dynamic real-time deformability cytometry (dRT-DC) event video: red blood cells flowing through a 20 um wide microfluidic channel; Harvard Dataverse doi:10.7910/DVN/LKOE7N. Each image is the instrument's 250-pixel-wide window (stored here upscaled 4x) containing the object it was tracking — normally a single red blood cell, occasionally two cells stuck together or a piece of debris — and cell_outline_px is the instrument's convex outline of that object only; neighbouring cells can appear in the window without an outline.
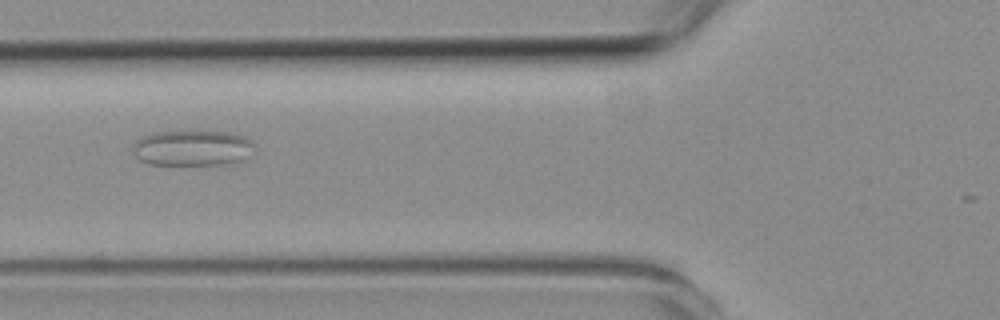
{"species": "common noctule bat (a hibernating species)", "species_latin": "Nyctalus noctula", "temperature_condition": "room temperature", "stored_images_in_passage": 6, "camera_frame_rate_fps": 3000, "um_per_image_px": 0.085, "animal": {"sex": "female", "body_mass_g": 19.3, "forearm_length_mm": 54.1}, "frame": {"image": 1, "passage_image": 2, "time_ms": 1.0, "image_size_px": [1000, 320], "cell_outline_px": [[252, 144], [248, 156], [244, 160], [228, 164], [148, 164], [140, 160], [132, 152], [132, 144], [140, 136], [152, 132], [196, 128], [200, 128], [228, 132], [244, 136], [252, 140]], "centroid_in_image_um": [16.3, 12.51], "position_along_channel_um": 109.5, "area_um2": 26.3}}
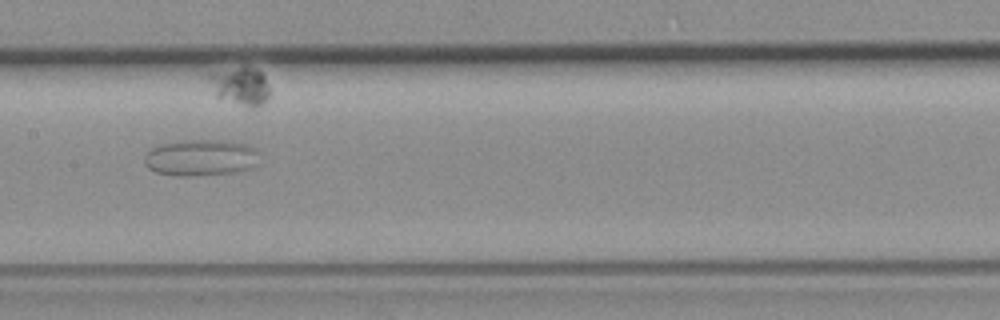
{"frame": {"image": 2, "passage_image": 4, "time_ms": 3.333, "image_size_px": [1000, 320], "cell_outline_px": [[256, 164], [248, 168], [232, 172], [192, 176], [176, 176], [156, 172], [148, 168], [144, 164], [144, 156], [152, 148], [160, 144], [188, 140], [216, 140], [248, 144], [256, 152]], "centroid_in_image_um": [16.99, 13.41], "position_along_channel_um": 190.4, "area_um2": 23.99}}
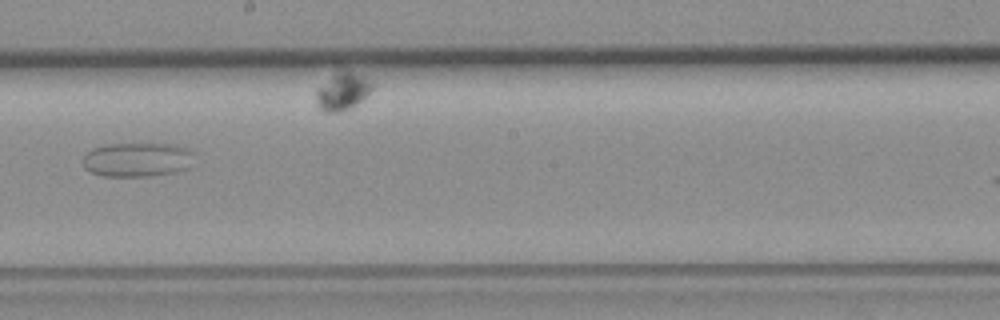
{"frame": {"image": 3, "passage_image": 5, "time_ms": 4.667, "image_size_px": [1000, 320], "cell_outline_px": [[196, 152], [188, 168], [176, 172], [148, 176], [104, 176], [92, 172], [84, 168], [84, 156], [92, 148], [104, 144], [176, 144], [188, 148]], "centroid_in_image_um": [11.71, 13.56], "position_along_channel_um": 236.5, "area_um2": 22.37}}